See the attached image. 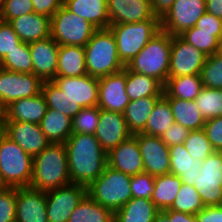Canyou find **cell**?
Segmentation results:
<instances>
[{
    "label": "cell",
    "mask_w": 222,
    "mask_h": 222,
    "mask_svg": "<svg viewBox=\"0 0 222 222\" xmlns=\"http://www.w3.org/2000/svg\"><path fill=\"white\" fill-rule=\"evenodd\" d=\"M65 148L71 183L88 187L107 166V152L94 134H71Z\"/></svg>",
    "instance_id": "cell-1"
},
{
    "label": "cell",
    "mask_w": 222,
    "mask_h": 222,
    "mask_svg": "<svg viewBox=\"0 0 222 222\" xmlns=\"http://www.w3.org/2000/svg\"><path fill=\"white\" fill-rule=\"evenodd\" d=\"M71 184L65 143H50L33 157L29 187L49 191Z\"/></svg>",
    "instance_id": "cell-2"
},
{
    "label": "cell",
    "mask_w": 222,
    "mask_h": 222,
    "mask_svg": "<svg viewBox=\"0 0 222 222\" xmlns=\"http://www.w3.org/2000/svg\"><path fill=\"white\" fill-rule=\"evenodd\" d=\"M171 45L172 35L161 30L126 67L130 71L153 77L164 86L169 73Z\"/></svg>",
    "instance_id": "cell-3"
},
{
    "label": "cell",
    "mask_w": 222,
    "mask_h": 222,
    "mask_svg": "<svg viewBox=\"0 0 222 222\" xmlns=\"http://www.w3.org/2000/svg\"><path fill=\"white\" fill-rule=\"evenodd\" d=\"M86 69L90 76L100 78L122 71L116 41L109 28L97 29L84 46Z\"/></svg>",
    "instance_id": "cell-4"
},
{
    "label": "cell",
    "mask_w": 222,
    "mask_h": 222,
    "mask_svg": "<svg viewBox=\"0 0 222 222\" xmlns=\"http://www.w3.org/2000/svg\"><path fill=\"white\" fill-rule=\"evenodd\" d=\"M109 29L114 35L119 59L126 66L161 31V21L154 16L141 22L110 25Z\"/></svg>",
    "instance_id": "cell-5"
},
{
    "label": "cell",
    "mask_w": 222,
    "mask_h": 222,
    "mask_svg": "<svg viewBox=\"0 0 222 222\" xmlns=\"http://www.w3.org/2000/svg\"><path fill=\"white\" fill-rule=\"evenodd\" d=\"M131 176L106 166L103 173L87 187V194L113 213L131 198Z\"/></svg>",
    "instance_id": "cell-6"
},
{
    "label": "cell",
    "mask_w": 222,
    "mask_h": 222,
    "mask_svg": "<svg viewBox=\"0 0 222 222\" xmlns=\"http://www.w3.org/2000/svg\"><path fill=\"white\" fill-rule=\"evenodd\" d=\"M33 157L6 135L0 141V186L29 187Z\"/></svg>",
    "instance_id": "cell-7"
},
{
    "label": "cell",
    "mask_w": 222,
    "mask_h": 222,
    "mask_svg": "<svg viewBox=\"0 0 222 222\" xmlns=\"http://www.w3.org/2000/svg\"><path fill=\"white\" fill-rule=\"evenodd\" d=\"M50 36L59 46L84 47L97 30L90 22L69 11L64 5L50 18Z\"/></svg>",
    "instance_id": "cell-8"
},
{
    "label": "cell",
    "mask_w": 222,
    "mask_h": 222,
    "mask_svg": "<svg viewBox=\"0 0 222 222\" xmlns=\"http://www.w3.org/2000/svg\"><path fill=\"white\" fill-rule=\"evenodd\" d=\"M193 186L204 206H218L222 198V152L214 151L202 161Z\"/></svg>",
    "instance_id": "cell-9"
},
{
    "label": "cell",
    "mask_w": 222,
    "mask_h": 222,
    "mask_svg": "<svg viewBox=\"0 0 222 222\" xmlns=\"http://www.w3.org/2000/svg\"><path fill=\"white\" fill-rule=\"evenodd\" d=\"M43 81L33 73L12 72L0 68V107L11 102L37 96L42 92Z\"/></svg>",
    "instance_id": "cell-10"
},
{
    "label": "cell",
    "mask_w": 222,
    "mask_h": 222,
    "mask_svg": "<svg viewBox=\"0 0 222 222\" xmlns=\"http://www.w3.org/2000/svg\"><path fill=\"white\" fill-rule=\"evenodd\" d=\"M206 12V0H175L169 11L160 19L161 30L172 36L195 26Z\"/></svg>",
    "instance_id": "cell-11"
},
{
    "label": "cell",
    "mask_w": 222,
    "mask_h": 222,
    "mask_svg": "<svg viewBox=\"0 0 222 222\" xmlns=\"http://www.w3.org/2000/svg\"><path fill=\"white\" fill-rule=\"evenodd\" d=\"M87 194V187L71 183L46 192L48 222H68L71 213Z\"/></svg>",
    "instance_id": "cell-12"
},
{
    "label": "cell",
    "mask_w": 222,
    "mask_h": 222,
    "mask_svg": "<svg viewBox=\"0 0 222 222\" xmlns=\"http://www.w3.org/2000/svg\"><path fill=\"white\" fill-rule=\"evenodd\" d=\"M206 57L179 35L172 36L168 77L201 75Z\"/></svg>",
    "instance_id": "cell-13"
},
{
    "label": "cell",
    "mask_w": 222,
    "mask_h": 222,
    "mask_svg": "<svg viewBox=\"0 0 222 222\" xmlns=\"http://www.w3.org/2000/svg\"><path fill=\"white\" fill-rule=\"evenodd\" d=\"M134 135L142 155L144 172L152 176L170 174L169 147L161 138L143 132Z\"/></svg>",
    "instance_id": "cell-14"
},
{
    "label": "cell",
    "mask_w": 222,
    "mask_h": 222,
    "mask_svg": "<svg viewBox=\"0 0 222 222\" xmlns=\"http://www.w3.org/2000/svg\"><path fill=\"white\" fill-rule=\"evenodd\" d=\"M130 100L126 94V66L117 73L98 78V103L100 109L124 112Z\"/></svg>",
    "instance_id": "cell-15"
},
{
    "label": "cell",
    "mask_w": 222,
    "mask_h": 222,
    "mask_svg": "<svg viewBox=\"0 0 222 222\" xmlns=\"http://www.w3.org/2000/svg\"><path fill=\"white\" fill-rule=\"evenodd\" d=\"M4 124L5 135L32 157L41 153L51 143L39 124L20 121H4Z\"/></svg>",
    "instance_id": "cell-16"
},
{
    "label": "cell",
    "mask_w": 222,
    "mask_h": 222,
    "mask_svg": "<svg viewBox=\"0 0 222 222\" xmlns=\"http://www.w3.org/2000/svg\"><path fill=\"white\" fill-rule=\"evenodd\" d=\"M94 135L101 147L108 153L129 138L132 133L129 131L122 113L100 109L99 123Z\"/></svg>",
    "instance_id": "cell-17"
},
{
    "label": "cell",
    "mask_w": 222,
    "mask_h": 222,
    "mask_svg": "<svg viewBox=\"0 0 222 222\" xmlns=\"http://www.w3.org/2000/svg\"><path fill=\"white\" fill-rule=\"evenodd\" d=\"M52 81L81 108L97 106V77L86 74L81 77H55Z\"/></svg>",
    "instance_id": "cell-18"
},
{
    "label": "cell",
    "mask_w": 222,
    "mask_h": 222,
    "mask_svg": "<svg viewBox=\"0 0 222 222\" xmlns=\"http://www.w3.org/2000/svg\"><path fill=\"white\" fill-rule=\"evenodd\" d=\"M107 166L129 176L144 172L143 159L135 135L107 153Z\"/></svg>",
    "instance_id": "cell-19"
},
{
    "label": "cell",
    "mask_w": 222,
    "mask_h": 222,
    "mask_svg": "<svg viewBox=\"0 0 222 222\" xmlns=\"http://www.w3.org/2000/svg\"><path fill=\"white\" fill-rule=\"evenodd\" d=\"M15 222H48L46 192L17 187Z\"/></svg>",
    "instance_id": "cell-20"
},
{
    "label": "cell",
    "mask_w": 222,
    "mask_h": 222,
    "mask_svg": "<svg viewBox=\"0 0 222 222\" xmlns=\"http://www.w3.org/2000/svg\"><path fill=\"white\" fill-rule=\"evenodd\" d=\"M33 63V74L44 81H52L56 77L59 45L48 38L29 43Z\"/></svg>",
    "instance_id": "cell-21"
},
{
    "label": "cell",
    "mask_w": 222,
    "mask_h": 222,
    "mask_svg": "<svg viewBox=\"0 0 222 222\" xmlns=\"http://www.w3.org/2000/svg\"><path fill=\"white\" fill-rule=\"evenodd\" d=\"M110 25L136 23L152 19L150 0H107Z\"/></svg>",
    "instance_id": "cell-22"
},
{
    "label": "cell",
    "mask_w": 222,
    "mask_h": 222,
    "mask_svg": "<svg viewBox=\"0 0 222 222\" xmlns=\"http://www.w3.org/2000/svg\"><path fill=\"white\" fill-rule=\"evenodd\" d=\"M48 106L42 93L11 102L3 109L4 121H20L39 124Z\"/></svg>",
    "instance_id": "cell-23"
},
{
    "label": "cell",
    "mask_w": 222,
    "mask_h": 222,
    "mask_svg": "<svg viewBox=\"0 0 222 222\" xmlns=\"http://www.w3.org/2000/svg\"><path fill=\"white\" fill-rule=\"evenodd\" d=\"M19 39L32 43L50 36V18L37 13H29L8 22Z\"/></svg>",
    "instance_id": "cell-24"
},
{
    "label": "cell",
    "mask_w": 222,
    "mask_h": 222,
    "mask_svg": "<svg viewBox=\"0 0 222 222\" xmlns=\"http://www.w3.org/2000/svg\"><path fill=\"white\" fill-rule=\"evenodd\" d=\"M63 5L97 29L110 27L107 0H64Z\"/></svg>",
    "instance_id": "cell-25"
},
{
    "label": "cell",
    "mask_w": 222,
    "mask_h": 222,
    "mask_svg": "<svg viewBox=\"0 0 222 222\" xmlns=\"http://www.w3.org/2000/svg\"><path fill=\"white\" fill-rule=\"evenodd\" d=\"M170 174L178 176L182 183L193 186L201 169L202 161L192 158L184 144L169 147Z\"/></svg>",
    "instance_id": "cell-26"
},
{
    "label": "cell",
    "mask_w": 222,
    "mask_h": 222,
    "mask_svg": "<svg viewBox=\"0 0 222 222\" xmlns=\"http://www.w3.org/2000/svg\"><path fill=\"white\" fill-rule=\"evenodd\" d=\"M88 74L82 46H59L56 77H81Z\"/></svg>",
    "instance_id": "cell-27"
},
{
    "label": "cell",
    "mask_w": 222,
    "mask_h": 222,
    "mask_svg": "<svg viewBox=\"0 0 222 222\" xmlns=\"http://www.w3.org/2000/svg\"><path fill=\"white\" fill-rule=\"evenodd\" d=\"M161 97L162 96H148L129 102L123 115L132 135L145 130L149 115Z\"/></svg>",
    "instance_id": "cell-28"
},
{
    "label": "cell",
    "mask_w": 222,
    "mask_h": 222,
    "mask_svg": "<svg viewBox=\"0 0 222 222\" xmlns=\"http://www.w3.org/2000/svg\"><path fill=\"white\" fill-rule=\"evenodd\" d=\"M201 75L168 77L164 84L165 98H179L193 101L203 88Z\"/></svg>",
    "instance_id": "cell-29"
},
{
    "label": "cell",
    "mask_w": 222,
    "mask_h": 222,
    "mask_svg": "<svg viewBox=\"0 0 222 222\" xmlns=\"http://www.w3.org/2000/svg\"><path fill=\"white\" fill-rule=\"evenodd\" d=\"M158 211L151 200L132 197L114 213V222H154Z\"/></svg>",
    "instance_id": "cell-30"
},
{
    "label": "cell",
    "mask_w": 222,
    "mask_h": 222,
    "mask_svg": "<svg viewBox=\"0 0 222 222\" xmlns=\"http://www.w3.org/2000/svg\"><path fill=\"white\" fill-rule=\"evenodd\" d=\"M39 126L51 143H65L72 134V119L49 108Z\"/></svg>",
    "instance_id": "cell-31"
},
{
    "label": "cell",
    "mask_w": 222,
    "mask_h": 222,
    "mask_svg": "<svg viewBox=\"0 0 222 222\" xmlns=\"http://www.w3.org/2000/svg\"><path fill=\"white\" fill-rule=\"evenodd\" d=\"M163 88L157 79L130 71L126 67V94L130 101L148 96H163Z\"/></svg>",
    "instance_id": "cell-32"
},
{
    "label": "cell",
    "mask_w": 222,
    "mask_h": 222,
    "mask_svg": "<svg viewBox=\"0 0 222 222\" xmlns=\"http://www.w3.org/2000/svg\"><path fill=\"white\" fill-rule=\"evenodd\" d=\"M169 101L174 121L185 128L198 130L204 127L206 120L202 116L195 101H186L179 98H166Z\"/></svg>",
    "instance_id": "cell-33"
},
{
    "label": "cell",
    "mask_w": 222,
    "mask_h": 222,
    "mask_svg": "<svg viewBox=\"0 0 222 222\" xmlns=\"http://www.w3.org/2000/svg\"><path fill=\"white\" fill-rule=\"evenodd\" d=\"M182 184L181 179L173 174L155 176L154 190L150 200L159 211L169 209Z\"/></svg>",
    "instance_id": "cell-34"
},
{
    "label": "cell",
    "mask_w": 222,
    "mask_h": 222,
    "mask_svg": "<svg viewBox=\"0 0 222 222\" xmlns=\"http://www.w3.org/2000/svg\"><path fill=\"white\" fill-rule=\"evenodd\" d=\"M68 222H114V213L86 194L71 213Z\"/></svg>",
    "instance_id": "cell-35"
},
{
    "label": "cell",
    "mask_w": 222,
    "mask_h": 222,
    "mask_svg": "<svg viewBox=\"0 0 222 222\" xmlns=\"http://www.w3.org/2000/svg\"><path fill=\"white\" fill-rule=\"evenodd\" d=\"M41 93L44 95L49 109L57 110L71 119L82 109L77 102L63 93L53 81H44Z\"/></svg>",
    "instance_id": "cell-36"
},
{
    "label": "cell",
    "mask_w": 222,
    "mask_h": 222,
    "mask_svg": "<svg viewBox=\"0 0 222 222\" xmlns=\"http://www.w3.org/2000/svg\"><path fill=\"white\" fill-rule=\"evenodd\" d=\"M174 117L171 112L169 101L162 96L154 106L153 111L149 115L143 133L161 137L165 130L174 123Z\"/></svg>",
    "instance_id": "cell-37"
},
{
    "label": "cell",
    "mask_w": 222,
    "mask_h": 222,
    "mask_svg": "<svg viewBox=\"0 0 222 222\" xmlns=\"http://www.w3.org/2000/svg\"><path fill=\"white\" fill-rule=\"evenodd\" d=\"M0 68L12 72L33 73L29 44L22 42L17 48L8 52L0 61Z\"/></svg>",
    "instance_id": "cell-38"
},
{
    "label": "cell",
    "mask_w": 222,
    "mask_h": 222,
    "mask_svg": "<svg viewBox=\"0 0 222 222\" xmlns=\"http://www.w3.org/2000/svg\"><path fill=\"white\" fill-rule=\"evenodd\" d=\"M194 101L205 120L222 116V89L203 87Z\"/></svg>",
    "instance_id": "cell-39"
},
{
    "label": "cell",
    "mask_w": 222,
    "mask_h": 222,
    "mask_svg": "<svg viewBox=\"0 0 222 222\" xmlns=\"http://www.w3.org/2000/svg\"><path fill=\"white\" fill-rule=\"evenodd\" d=\"M204 207L196 188L183 183L169 210L196 215Z\"/></svg>",
    "instance_id": "cell-40"
},
{
    "label": "cell",
    "mask_w": 222,
    "mask_h": 222,
    "mask_svg": "<svg viewBox=\"0 0 222 222\" xmlns=\"http://www.w3.org/2000/svg\"><path fill=\"white\" fill-rule=\"evenodd\" d=\"M179 36L206 56L217 52L218 39L214 36V32L198 31V28L192 27L183 31Z\"/></svg>",
    "instance_id": "cell-41"
},
{
    "label": "cell",
    "mask_w": 222,
    "mask_h": 222,
    "mask_svg": "<svg viewBox=\"0 0 222 222\" xmlns=\"http://www.w3.org/2000/svg\"><path fill=\"white\" fill-rule=\"evenodd\" d=\"M184 146L189 155L197 161H203L214 152L203 128L191 130L184 142Z\"/></svg>",
    "instance_id": "cell-42"
},
{
    "label": "cell",
    "mask_w": 222,
    "mask_h": 222,
    "mask_svg": "<svg viewBox=\"0 0 222 222\" xmlns=\"http://www.w3.org/2000/svg\"><path fill=\"white\" fill-rule=\"evenodd\" d=\"M99 117L98 106L82 108L72 119V134H95Z\"/></svg>",
    "instance_id": "cell-43"
},
{
    "label": "cell",
    "mask_w": 222,
    "mask_h": 222,
    "mask_svg": "<svg viewBox=\"0 0 222 222\" xmlns=\"http://www.w3.org/2000/svg\"><path fill=\"white\" fill-rule=\"evenodd\" d=\"M203 86L222 89V57L218 54L207 56L201 71Z\"/></svg>",
    "instance_id": "cell-44"
},
{
    "label": "cell",
    "mask_w": 222,
    "mask_h": 222,
    "mask_svg": "<svg viewBox=\"0 0 222 222\" xmlns=\"http://www.w3.org/2000/svg\"><path fill=\"white\" fill-rule=\"evenodd\" d=\"M34 13L32 0H2L0 20L9 22L14 18Z\"/></svg>",
    "instance_id": "cell-45"
},
{
    "label": "cell",
    "mask_w": 222,
    "mask_h": 222,
    "mask_svg": "<svg viewBox=\"0 0 222 222\" xmlns=\"http://www.w3.org/2000/svg\"><path fill=\"white\" fill-rule=\"evenodd\" d=\"M17 187L0 186V222H15Z\"/></svg>",
    "instance_id": "cell-46"
},
{
    "label": "cell",
    "mask_w": 222,
    "mask_h": 222,
    "mask_svg": "<svg viewBox=\"0 0 222 222\" xmlns=\"http://www.w3.org/2000/svg\"><path fill=\"white\" fill-rule=\"evenodd\" d=\"M155 176L142 172L131 176V193L132 197L151 199L154 190Z\"/></svg>",
    "instance_id": "cell-47"
},
{
    "label": "cell",
    "mask_w": 222,
    "mask_h": 222,
    "mask_svg": "<svg viewBox=\"0 0 222 222\" xmlns=\"http://www.w3.org/2000/svg\"><path fill=\"white\" fill-rule=\"evenodd\" d=\"M22 41L8 22L0 20V61Z\"/></svg>",
    "instance_id": "cell-48"
},
{
    "label": "cell",
    "mask_w": 222,
    "mask_h": 222,
    "mask_svg": "<svg viewBox=\"0 0 222 222\" xmlns=\"http://www.w3.org/2000/svg\"><path fill=\"white\" fill-rule=\"evenodd\" d=\"M203 130L214 151L222 152V116L207 119Z\"/></svg>",
    "instance_id": "cell-49"
},
{
    "label": "cell",
    "mask_w": 222,
    "mask_h": 222,
    "mask_svg": "<svg viewBox=\"0 0 222 222\" xmlns=\"http://www.w3.org/2000/svg\"><path fill=\"white\" fill-rule=\"evenodd\" d=\"M190 130L182 125L174 122L167 128L164 134L160 137L165 145L171 147L173 145L184 144Z\"/></svg>",
    "instance_id": "cell-50"
},
{
    "label": "cell",
    "mask_w": 222,
    "mask_h": 222,
    "mask_svg": "<svg viewBox=\"0 0 222 222\" xmlns=\"http://www.w3.org/2000/svg\"><path fill=\"white\" fill-rule=\"evenodd\" d=\"M198 31L214 32V36L219 40L222 37V19L205 12L195 26Z\"/></svg>",
    "instance_id": "cell-51"
},
{
    "label": "cell",
    "mask_w": 222,
    "mask_h": 222,
    "mask_svg": "<svg viewBox=\"0 0 222 222\" xmlns=\"http://www.w3.org/2000/svg\"><path fill=\"white\" fill-rule=\"evenodd\" d=\"M64 0H32L34 13L51 18L63 5Z\"/></svg>",
    "instance_id": "cell-52"
},
{
    "label": "cell",
    "mask_w": 222,
    "mask_h": 222,
    "mask_svg": "<svg viewBox=\"0 0 222 222\" xmlns=\"http://www.w3.org/2000/svg\"><path fill=\"white\" fill-rule=\"evenodd\" d=\"M197 222H222V208L219 206H205L196 214Z\"/></svg>",
    "instance_id": "cell-53"
},
{
    "label": "cell",
    "mask_w": 222,
    "mask_h": 222,
    "mask_svg": "<svg viewBox=\"0 0 222 222\" xmlns=\"http://www.w3.org/2000/svg\"><path fill=\"white\" fill-rule=\"evenodd\" d=\"M152 12L160 19L169 11L175 0H150Z\"/></svg>",
    "instance_id": "cell-54"
},
{
    "label": "cell",
    "mask_w": 222,
    "mask_h": 222,
    "mask_svg": "<svg viewBox=\"0 0 222 222\" xmlns=\"http://www.w3.org/2000/svg\"><path fill=\"white\" fill-rule=\"evenodd\" d=\"M168 218L170 222H197L195 214H188L169 209Z\"/></svg>",
    "instance_id": "cell-55"
},
{
    "label": "cell",
    "mask_w": 222,
    "mask_h": 222,
    "mask_svg": "<svg viewBox=\"0 0 222 222\" xmlns=\"http://www.w3.org/2000/svg\"><path fill=\"white\" fill-rule=\"evenodd\" d=\"M206 12L222 19V0H206Z\"/></svg>",
    "instance_id": "cell-56"
},
{
    "label": "cell",
    "mask_w": 222,
    "mask_h": 222,
    "mask_svg": "<svg viewBox=\"0 0 222 222\" xmlns=\"http://www.w3.org/2000/svg\"><path fill=\"white\" fill-rule=\"evenodd\" d=\"M154 222H170L168 218V209L158 211L155 215Z\"/></svg>",
    "instance_id": "cell-57"
},
{
    "label": "cell",
    "mask_w": 222,
    "mask_h": 222,
    "mask_svg": "<svg viewBox=\"0 0 222 222\" xmlns=\"http://www.w3.org/2000/svg\"><path fill=\"white\" fill-rule=\"evenodd\" d=\"M5 136V124H4V117H0V141Z\"/></svg>",
    "instance_id": "cell-58"
},
{
    "label": "cell",
    "mask_w": 222,
    "mask_h": 222,
    "mask_svg": "<svg viewBox=\"0 0 222 222\" xmlns=\"http://www.w3.org/2000/svg\"><path fill=\"white\" fill-rule=\"evenodd\" d=\"M216 54L222 57V37L218 40V49H217Z\"/></svg>",
    "instance_id": "cell-59"
},
{
    "label": "cell",
    "mask_w": 222,
    "mask_h": 222,
    "mask_svg": "<svg viewBox=\"0 0 222 222\" xmlns=\"http://www.w3.org/2000/svg\"><path fill=\"white\" fill-rule=\"evenodd\" d=\"M0 117H3V109L0 107Z\"/></svg>",
    "instance_id": "cell-60"
},
{
    "label": "cell",
    "mask_w": 222,
    "mask_h": 222,
    "mask_svg": "<svg viewBox=\"0 0 222 222\" xmlns=\"http://www.w3.org/2000/svg\"><path fill=\"white\" fill-rule=\"evenodd\" d=\"M220 208H222V198H221V201H220V204L218 205Z\"/></svg>",
    "instance_id": "cell-61"
}]
</instances>
